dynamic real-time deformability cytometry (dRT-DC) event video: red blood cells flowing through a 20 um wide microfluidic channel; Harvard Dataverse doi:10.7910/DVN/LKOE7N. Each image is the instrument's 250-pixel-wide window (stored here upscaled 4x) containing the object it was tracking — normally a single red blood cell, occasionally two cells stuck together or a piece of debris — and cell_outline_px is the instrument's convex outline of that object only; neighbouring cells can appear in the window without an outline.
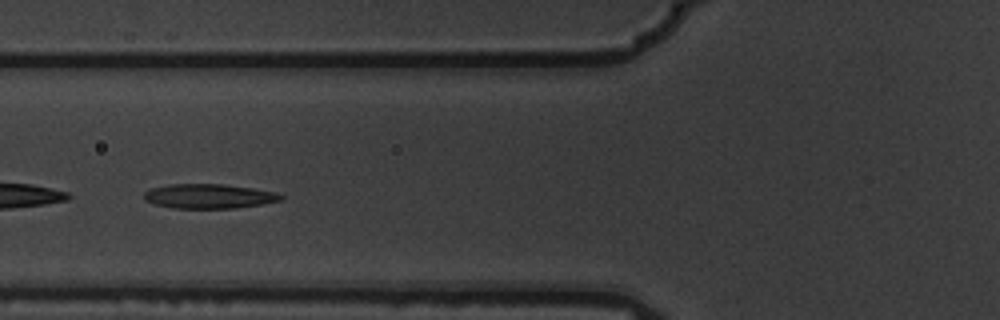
{"species": "common noctule bat (a hibernating species)", "species_latin": "Nyctalus noctula", "temperature_condition": "warm", "stored_images_in_passage": 6, "camera_frame_rate_fps": 3000, "um_per_image_px": 0.085, "animal": {"sex": "male", "body_mass_g": 19.5, "forearm_length_mm": 54.6}, "frame": {"image": 1, "passage_image": 6, "time_ms": 1.667, "image_size_px": [1000, 320], "cell_outline_px": [[284, 200], [236, 208], [172, 208], [152, 204], [144, 200], [144, 192], [152, 188], [168, 184], [220, 184], [252, 188], [276, 192], [284, 196]], "centroid_in_image_um": [17.74, 16.68], "position_along_channel_um": 108.1, "area_um2": 19.59}}